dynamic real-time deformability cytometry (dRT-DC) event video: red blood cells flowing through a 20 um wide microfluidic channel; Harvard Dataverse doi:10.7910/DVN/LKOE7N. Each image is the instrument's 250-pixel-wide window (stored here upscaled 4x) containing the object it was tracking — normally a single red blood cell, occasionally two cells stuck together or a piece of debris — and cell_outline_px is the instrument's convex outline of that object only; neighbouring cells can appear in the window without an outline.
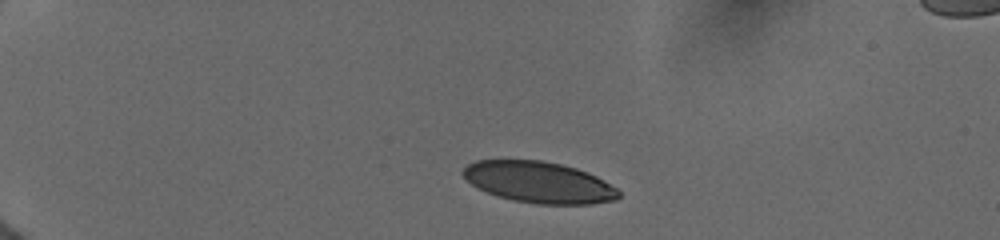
{"species": "human", "species_latin": "Homo sapiens", "temperature_condition": "cold", "stored_images_in_passage": 34, "camera_frame_rate_fps": 3000, "um_per_image_px": 0.085, "donor": {"sex": "female"}, "frame": {"image": 1, "passage_image": 1, "time_ms": 0.0, "image_size_px": [1000, 240], "cell_outline_px": [[620, 196], [616, 200], [592, 204], [536, 204], [512, 200], [488, 192], [472, 184], [460, 172], [468, 164], [476, 160], [544, 160], [576, 168], [588, 172], [604, 180], [616, 188], [620, 192]], "centroid_in_image_um": [45.84, 15.49], "position_along_channel_um": 39.2, "area_um2": 37.34}}
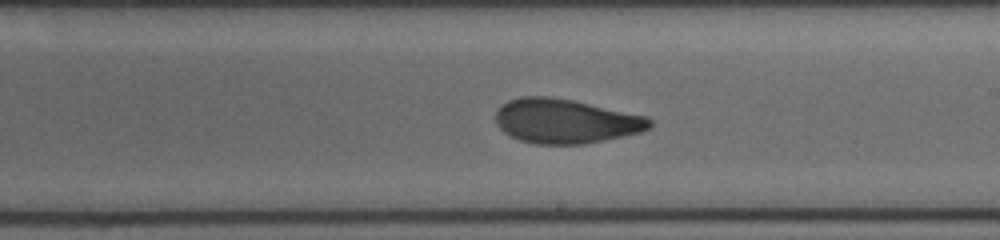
{"frame": {"image": 2, "passage_image": 19, "time_ms": 7.0, "image_size_px": [1000, 240], "cell_outline_px": [[652, 128], [640, 132], [604, 140], [584, 144], [536, 144], [520, 140], [504, 132], [496, 124], [496, 112], [508, 100], [520, 96], [548, 96], [572, 100], [648, 116], [652, 120]], "centroid_in_image_um": [48.1, 10.29], "position_along_channel_um": 240.9, "area_um2": 39.82}}
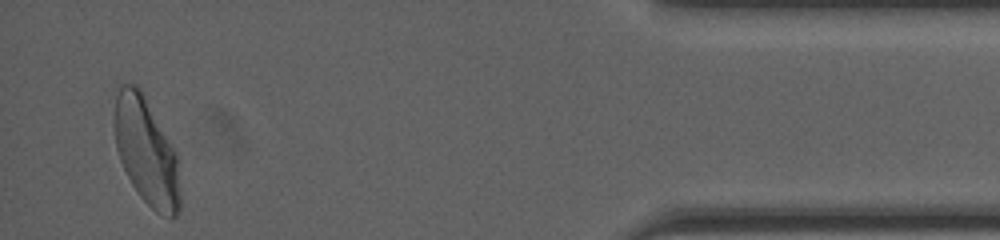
{"frame": {"image": 3, "passage_image": 34, "time_ms": 13.0, "image_size_px": [1000, 240], "cell_outline_px": [[180, 212], [176, 216], [168, 216], [156, 212], [140, 196], [132, 184], [120, 160], [116, 148], [112, 124], [112, 120], [116, 96], [120, 84], [136, 84], [140, 88], [180, 156]], "centroid_in_image_um": [12.46, 12.85], "position_along_channel_um": 422.7, "area_um2": 41.91}, "authors_computed_cell_mechanics": {"area_um2": 40.3444, "velocity_mm_per_s": 3.9326, "shape_relaxation_time_tau1_ms": 6.7374, "shape_relaxation_time_tau2_ms": 1.2821, "deformation_change_tau1": 0.1795, "deformation_change_tau2": 0.0681}}